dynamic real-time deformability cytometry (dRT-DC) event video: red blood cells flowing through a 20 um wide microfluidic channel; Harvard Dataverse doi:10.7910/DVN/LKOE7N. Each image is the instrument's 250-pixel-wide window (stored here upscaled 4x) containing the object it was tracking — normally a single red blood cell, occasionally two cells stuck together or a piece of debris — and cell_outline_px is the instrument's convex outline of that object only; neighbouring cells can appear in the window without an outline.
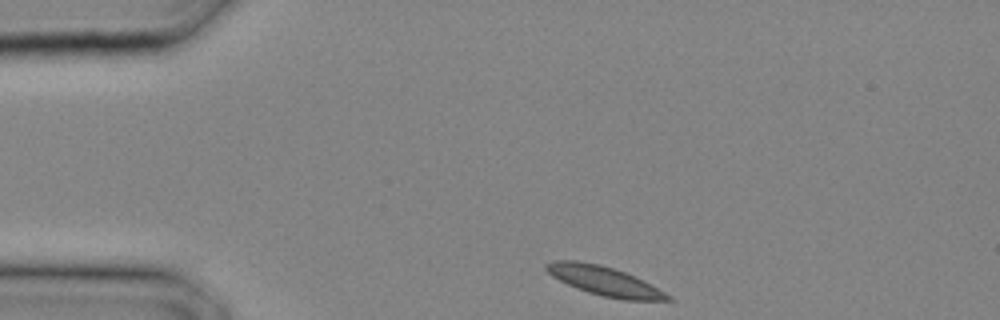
{"species": "common noctule bat (a hibernating species)", "species_latin": "Nyctalus noctula", "temperature_condition": "cold", "stored_images_in_passage": 23, "camera_frame_rate_fps": 3000, "um_per_image_px": 0.085, "animal": {"sex": "male", "body_mass_g": 20.4}, "frame": {"image": 1, "passage_image": 1, "time_ms": 0.0, "image_size_px": [1000, 320], "cell_outline_px": [[676, 300], [624, 300], [604, 296], [588, 292], [568, 284], [552, 276], [544, 268], [544, 264], [552, 260], [576, 260], [600, 264], [624, 272], [644, 280], [672, 296]], "centroid_in_image_um": [51.38, 23.87], "position_along_channel_um": 33.6, "area_um2": 20.58}}
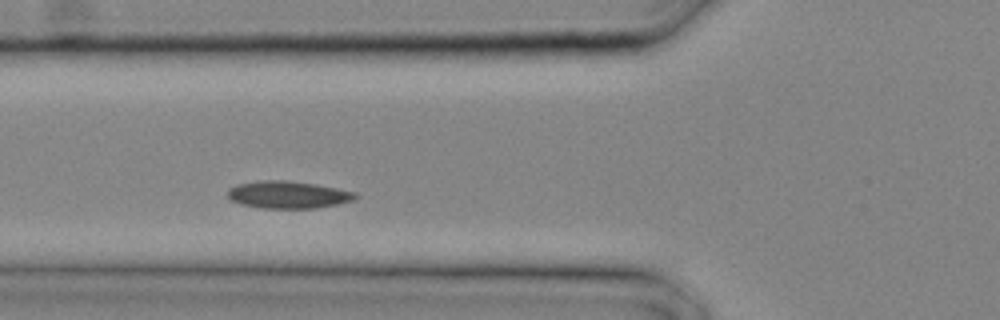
{"frame": {"image": 2, "passage_image": 6, "time_ms": 1.667, "image_size_px": [1000, 320], "cell_outline_px": [[360, 196], [352, 200], [336, 204], [316, 208], [260, 208], [240, 204], [232, 200], [228, 196], [228, 188], [236, 184], [264, 180], [288, 180], [316, 184], [356, 192]], "centroid_in_image_um": [24.47, 16.54], "position_along_channel_um": 101.3, "area_um2": 20.35}}
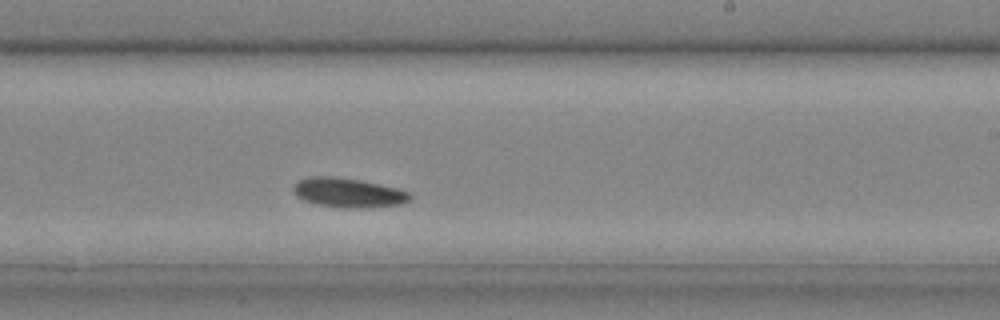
{"frame": {"image": 3, "passage_image": 13, "time_ms": 4.0, "image_size_px": [1000, 320], "cell_outline_px": [[412, 196], [404, 204], [360, 208], [340, 208], [320, 204], [304, 200], [296, 196], [292, 188], [300, 180], [308, 176], [332, 176], [360, 180], [400, 188], [408, 192]], "centroid_in_image_um": [29.62, 16.38], "position_along_channel_um": 259.4, "area_um2": 20.0}}